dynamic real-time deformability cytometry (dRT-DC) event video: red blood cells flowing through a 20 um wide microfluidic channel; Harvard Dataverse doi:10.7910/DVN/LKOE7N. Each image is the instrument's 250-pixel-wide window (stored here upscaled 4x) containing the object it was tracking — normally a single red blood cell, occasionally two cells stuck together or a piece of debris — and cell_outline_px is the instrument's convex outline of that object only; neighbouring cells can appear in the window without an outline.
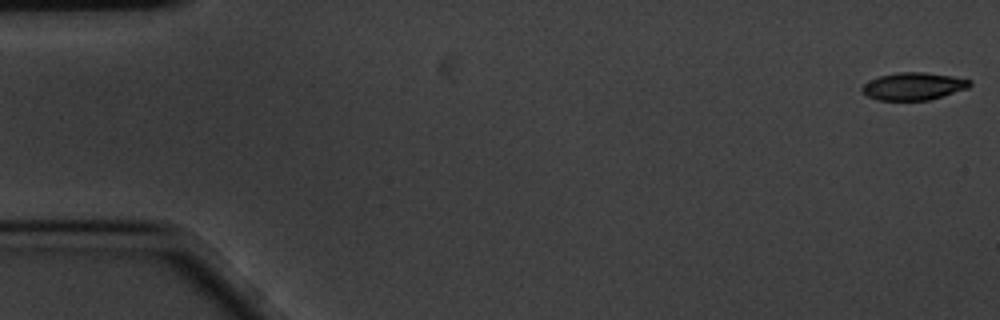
{"species": "common noctule bat (a hibernating species)", "species_latin": "Nyctalus noctula", "temperature_condition": "cold", "stored_images_in_passage": 10, "camera_frame_rate_fps": 3000, "um_per_image_px": 0.085, "animal": {"sex": "male", "body_mass_g": 20.1, "forearm_length_mm": 53.5}, "frame": {"image": 1, "passage_image": 1, "time_ms": 0.0, "image_size_px": [1000, 320], "cell_outline_px": [[972, 84], [968, 88], [928, 100], [876, 100], [868, 96], [860, 88], [864, 84], [880, 76], [896, 72], [924, 72], [952, 76], [972, 80]], "centroid_in_image_um": [77.66, 7.33], "position_along_channel_um": 7.3, "area_um2": 17.11}}